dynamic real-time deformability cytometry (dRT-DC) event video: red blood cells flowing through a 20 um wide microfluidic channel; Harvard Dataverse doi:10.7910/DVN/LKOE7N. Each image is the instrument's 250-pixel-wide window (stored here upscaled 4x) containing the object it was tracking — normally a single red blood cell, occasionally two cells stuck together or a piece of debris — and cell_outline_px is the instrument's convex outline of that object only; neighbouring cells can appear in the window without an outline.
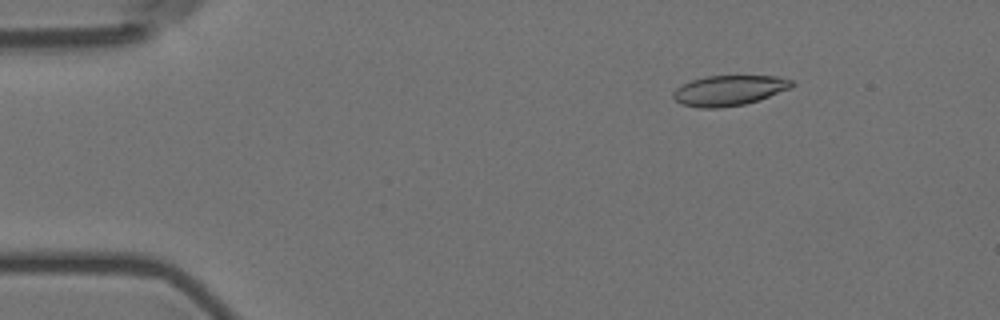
{"species": "Egyptian fruit bat (a non-hibernating species)", "species_latin": "Rousettus aegyptiacus", "temperature_condition": "room temperature", "stored_images_in_passage": 6, "segment_of_instrument_passage": [1, 2], "camera_frame_rate_fps": 3000, "um_per_image_px": 0.085, "animal": {"sex": "female"}, "frame": {"image": 1, "passage_image": 3, "time_ms": 0.667, "image_size_px": [1000, 320], "cell_outline_px": [[796, 84], [792, 88], [760, 100], [744, 104], [720, 108], [700, 108], [680, 104], [672, 96], [672, 92], [676, 88], [692, 80], [704, 76], [776, 76], [792, 80]], "centroid_in_image_um": [61.99, 7.69], "position_along_channel_um": 23.0, "area_um2": 21.1}}